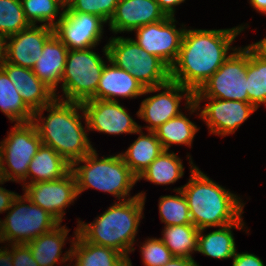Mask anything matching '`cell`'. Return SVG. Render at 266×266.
<instances>
[{"mask_svg":"<svg viewBox=\"0 0 266 266\" xmlns=\"http://www.w3.org/2000/svg\"><path fill=\"white\" fill-rule=\"evenodd\" d=\"M160 239L174 257L191 258L198 250L199 229L192 224L164 226Z\"/></svg>","mask_w":266,"mask_h":266,"instance_id":"29","label":"cell"},{"mask_svg":"<svg viewBox=\"0 0 266 266\" xmlns=\"http://www.w3.org/2000/svg\"><path fill=\"white\" fill-rule=\"evenodd\" d=\"M41 145L36 126L32 122L15 123L7 137L0 142V179L5 182H22L24 186L28 166Z\"/></svg>","mask_w":266,"mask_h":266,"instance_id":"8","label":"cell"},{"mask_svg":"<svg viewBox=\"0 0 266 266\" xmlns=\"http://www.w3.org/2000/svg\"><path fill=\"white\" fill-rule=\"evenodd\" d=\"M25 104L34 112L50 104L55 93L46 86L32 69L17 66L7 61L2 66Z\"/></svg>","mask_w":266,"mask_h":266,"instance_id":"19","label":"cell"},{"mask_svg":"<svg viewBox=\"0 0 266 266\" xmlns=\"http://www.w3.org/2000/svg\"><path fill=\"white\" fill-rule=\"evenodd\" d=\"M164 266H199V264L191 258L173 257Z\"/></svg>","mask_w":266,"mask_h":266,"instance_id":"43","label":"cell"},{"mask_svg":"<svg viewBox=\"0 0 266 266\" xmlns=\"http://www.w3.org/2000/svg\"><path fill=\"white\" fill-rule=\"evenodd\" d=\"M205 99L209 102L202 109L200 102ZM193 101L198 105L201 112L199 118L208 126L209 133L223 137L235 133L238 127L257 110L250 103L237 100L194 97Z\"/></svg>","mask_w":266,"mask_h":266,"instance_id":"13","label":"cell"},{"mask_svg":"<svg viewBox=\"0 0 266 266\" xmlns=\"http://www.w3.org/2000/svg\"><path fill=\"white\" fill-rule=\"evenodd\" d=\"M242 216L234 223L219 227V229L203 234L204 229L199 230L197 252L215 259L233 258L236 253V244L232 229H243Z\"/></svg>","mask_w":266,"mask_h":266,"instance_id":"22","label":"cell"},{"mask_svg":"<svg viewBox=\"0 0 266 266\" xmlns=\"http://www.w3.org/2000/svg\"><path fill=\"white\" fill-rule=\"evenodd\" d=\"M71 171L75 176L78 196L89 188L110 193L117 197L118 201L139 196V194L133 197L129 195L138 180L120 153L99 159L94 149L82 159L73 162Z\"/></svg>","mask_w":266,"mask_h":266,"instance_id":"5","label":"cell"},{"mask_svg":"<svg viewBox=\"0 0 266 266\" xmlns=\"http://www.w3.org/2000/svg\"><path fill=\"white\" fill-rule=\"evenodd\" d=\"M129 73L145 89L158 87L171 80L170 67L159 57L146 52L137 43L135 68L129 70Z\"/></svg>","mask_w":266,"mask_h":266,"instance_id":"26","label":"cell"},{"mask_svg":"<svg viewBox=\"0 0 266 266\" xmlns=\"http://www.w3.org/2000/svg\"><path fill=\"white\" fill-rule=\"evenodd\" d=\"M53 34V27L41 24L40 26L31 25L29 28L9 36L6 61L33 69L42 54L44 44Z\"/></svg>","mask_w":266,"mask_h":266,"instance_id":"16","label":"cell"},{"mask_svg":"<svg viewBox=\"0 0 266 266\" xmlns=\"http://www.w3.org/2000/svg\"><path fill=\"white\" fill-rule=\"evenodd\" d=\"M103 52L108 61L122 70L129 71L135 68L136 42L134 39L122 36L110 37L103 47Z\"/></svg>","mask_w":266,"mask_h":266,"instance_id":"34","label":"cell"},{"mask_svg":"<svg viewBox=\"0 0 266 266\" xmlns=\"http://www.w3.org/2000/svg\"><path fill=\"white\" fill-rule=\"evenodd\" d=\"M0 110L12 123H29L33 120L34 112L22 100L18 90L3 69H0Z\"/></svg>","mask_w":266,"mask_h":266,"instance_id":"30","label":"cell"},{"mask_svg":"<svg viewBox=\"0 0 266 266\" xmlns=\"http://www.w3.org/2000/svg\"><path fill=\"white\" fill-rule=\"evenodd\" d=\"M200 128L180 113L154 130L164 150H170L172 144L191 146L195 134Z\"/></svg>","mask_w":266,"mask_h":266,"instance_id":"31","label":"cell"},{"mask_svg":"<svg viewBox=\"0 0 266 266\" xmlns=\"http://www.w3.org/2000/svg\"><path fill=\"white\" fill-rule=\"evenodd\" d=\"M5 183L0 179V184ZM17 196L15 192L8 191L5 188L0 186V213L7 211L12 204V201Z\"/></svg>","mask_w":266,"mask_h":266,"instance_id":"40","label":"cell"},{"mask_svg":"<svg viewBox=\"0 0 266 266\" xmlns=\"http://www.w3.org/2000/svg\"><path fill=\"white\" fill-rule=\"evenodd\" d=\"M246 79L248 103L256 109L266 106V56L253 44L248 45Z\"/></svg>","mask_w":266,"mask_h":266,"instance_id":"27","label":"cell"},{"mask_svg":"<svg viewBox=\"0 0 266 266\" xmlns=\"http://www.w3.org/2000/svg\"><path fill=\"white\" fill-rule=\"evenodd\" d=\"M140 249L145 266H164L174 257L160 238H148Z\"/></svg>","mask_w":266,"mask_h":266,"instance_id":"37","label":"cell"},{"mask_svg":"<svg viewBox=\"0 0 266 266\" xmlns=\"http://www.w3.org/2000/svg\"><path fill=\"white\" fill-rule=\"evenodd\" d=\"M8 37L0 34V69L6 62L7 58V47H8Z\"/></svg>","mask_w":266,"mask_h":266,"instance_id":"44","label":"cell"},{"mask_svg":"<svg viewBox=\"0 0 266 266\" xmlns=\"http://www.w3.org/2000/svg\"><path fill=\"white\" fill-rule=\"evenodd\" d=\"M249 2L255 10L266 15V0H250Z\"/></svg>","mask_w":266,"mask_h":266,"instance_id":"45","label":"cell"},{"mask_svg":"<svg viewBox=\"0 0 266 266\" xmlns=\"http://www.w3.org/2000/svg\"><path fill=\"white\" fill-rule=\"evenodd\" d=\"M246 27L228 29H185L181 48L170 67L171 81L190 89L193 93L222 66L230 56L235 38Z\"/></svg>","mask_w":266,"mask_h":266,"instance_id":"1","label":"cell"},{"mask_svg":"<svg viewBox=\"0 0 266 266\" xmlns=\"http://www.w3.org/2000/svg\"><path fill=\"white\" fill-rule=\"evenodd\" d=\"M232 266H265L263 261L251 253H235Z\"/></svg>","mask_w":266,"mask_h":266,"instance_id":"39","label":"cell"},{"mask_svg":"<svg viewBox=\"0 0 266 266\" xmlns=\"http://www.w3.org/2000/svg\"><path fill=\"white\" fill-rule=\"evenodd\" d=\"M106 22L99 16L71 12L66 7L62 18L53 27L55 36L68 48L79 50L95 48L103 38Z\"/></svg>","mask_w":266,"mask_h":266,"instance_id":"12","label":"cell"},{"mask_svg":"<svg viewBox=\"0 0 266 266\" xmlns=\"http://www.w3.org/2000/svg\"><path fill=\"white\" fill-rule=\"evenodd\" d=\"M91 49L68 50L61 79L65 98L56 95L57 99L80 103L96 99V90L106 63Z\"/></svg>","mask_w":266,"mask_h":266,"instance_id":"6","label":"cell"},{"mask_svg":"<svg viewBox=\"0 0 266 266\" xmlns=\"http://www.w3.org/2000/svg\"><path fill=\"white\" fill-rule=\"evenodd\" d=\"M23 190L32 203L49 212L60 223L65 214L64 210L74 203L78 196L75 176L71 170L57 180L25 184Z\"/></svg>","mask_w":266,"mask_h":266,"instance_id":"14","label":"cell"},{"mask_svg":"<svg viewBox=\"0 0 266 266\" xmlns=\"http://www.w3.org/2000/svg\"><path fill=\"white\" fill-rule=\"evenodd\" d=\"M159 4L161 10L166 14V16L174 17L175 8L174 6H178L181 3L185 2V0H156Z\"/></svg>","mask_w":266,"mask_h":266,"instance_id":"41","label":"cell"},{"mask_svg":"<svg viewBox=\"0 0 266 266\" xmlns=\"http://www.w3.org/2000/svg\"><path fill=\"white\" fill-rule=\"evenodd\" d=\"M13 266H39L27 244H13Z\"/></svg>","mask_w":266,"mask_h":266,"instance_id":"38","label":"cell"},{"mask_svg":"<svg viewBox=\"0 0 266 266\" xmlns=\"http://www.w3.org/2000/svg\"><path fill=\"white\" fill-rule=\"evenodd\" d=\"M8 246H11L10 250L9 247H0V266H13V244Z\"/></svg>","mask_w":266,"mask_h":266,"instance_id":"42","label":"cell"},{"mask_svg":"<svg viewBox=\"0 0 266 266\" xmlns=\"http://www.w3.org/2000/svg\"><path fill=\"white\" fill-rule=\"evenodd\" d=\"M179 195L160 196L159 213L161 222L165 226L192 224L186 197L181 190Z\"/></svg>","mask_w":266,"mask_h":266,"instance_id":"33","label":"cell"},{"mask_svg":"<svg viewBox=\"0 0 266 266\" xmlns=\"http://www.w3.org/2000/svg\"><path fill=\"white\" fill-rule=\"evenodd\" d=\"M62 3H64L65 5H67V3L70 1V0H60Z\"/></svg>","mask_w":266,"mask_h":266,"instance_id":"48","label":"cell"},{"mask_svg":"<svg viewBox=\"0 0 266 266\" xmlns=\"http://www.w3.org/2000/svg\"><path fill=\"white\" fill-rule=\"evenodd\" d=\"M71 170V164L53 148L41 145L28 166L25 184L57 180Z\"/></svg>","mask_w":266,"mask_h":266,"instance_id":"23","label":"cell"},{"mask_svg":"<svg viewBox=\"0 0 266 266\" xmlns=\"http://www.w3.org/2000/svg\"><path fill=\"white\" fill-rule=\"evenodd\" d=\"M161 89L164 91L145 98L136 113L138 117L148 123L147 131H154L182 113L179 105L182 98L186 100L185 109L190 110V114L199 111L198 105L193 101L194 93L190 89L171 80L161 85Z\"/></svg>","mask_w":266,"mask_h":266,"instance_id":"10","label":"cell"},{"mask_svg":"<svg viewBox=\"0 0 266 266\" xmlns=\"http://www.w3.org/2000/svg\"><path fill=\"white\" fill-rule=\"evenodd\" d=\"M118 1L119 0H70L66 8L71 12L94 14L107 23L114 14Z\"/></svg>","mask_w":266,"mask_h":266,"instance_id":"36","label":"cell"},{"mask_svg":"<svg viewBox=\"0 0 266 266\" xmlns=\"http://www.w3.org/2000/svg\"><path fill=\"white\" fill-rule=\"evenodd\" d=\"M68 55V48L53 34L44 44L33 73L48 86L56 96V88L61 83Z\"/></svg>","mask_w":266,"mask_h":266,"instance_id":"20","label":"cell"},{"mask_svg":"<svg viewBox=\"0 0 266 266\" xmlns=\"http://www.w3.org/2000/svg\"><path fill=\"white\" fill-rule=\"evenodd\" d=\"M252 44L266 56V37Z\"/></svg>","mask_w":266,"mask_h":266,"instance_id":"46","label":"cell"},{"mask_svg":"<svg viewBox=\"0 0 266 266\" xmlns=\"http://www.w3.org/2000/svg\"><path fill=\"white\" fill-rule=\"evenodd\" d=\"M247 63L248 45L236 48L222 66L194 92V97L248 102Z\"/></svg>","mask_w":266,"mask_h":266,"instance_id":"9","label":"cell"},{"mask_svg":"<svg viewBox=\"0 0 266 266\" xmlns=\"http://www.w3.org/2000/svg\"><path fill=\"white\" fill-rule=\"evenodd\" d=\"M139 125V137L128 147L127 151L120 153L132 173L138 177L160 154L164 151L161 142L154 131L143 134Z\"/></svg>","mask_w":266,"mask_h":266,"instance_id":"24","label":"cell"},{"mask_svg":"<svg viewBox=\"0 0 266 266\" xmlns=\"http://www.w3.org/2000/svg\"><path fill=\"white\" fill-rule=\"evenodd\" d=\"M7 211L5 219L0 220L1 243L27 244L60 224L53 215L32 203L25 194H17Z\"/></svg>","mask_w":266,"mask_h":266,"instance_id":"7","label":"cell"},{"mask_svg":"<svg viewBox=\"0 0 266 266\" xmlns=\"http://www.w3.org/2000/svg\"><path fill=\"white\" fill-rule=\"evenodd\" d=\"M31 26L26 19L21 0H0V34L14 35Z\"/></svg>","mask_w":266,"mask_h":266,"instance_id":"35","label":"cell"},{"mask_svg":"<svg viewBox=\"0 0 266 266\" xmlns=\"http://www.w3.org/2000/svg\"><path fill=\"white\" fill-rule=\"evenodd\" d=\"M71 248V262L73 266H116L124 256L109 247L96 245L86 241L78 232H74Z\"/></svg>","mask_w":266,"mask_h":266,"instance_id":"25","label":"cell"},{"mask_svg":"<svg viewBox=\"0 0 266 266\" xmlns=\"http://www.w3.org/2000/svg\"><path fill=\"white\" fill-rule=\"evenodd\" d=\"M116 266H132L129 256L124 257Z\"/></svg>","mask_w":266,"mask_h":266,"instance_id":"47","label":"cell"},{"mask_svg":"<svg viewBox=\"0 0 266 266\" xmlns=\"http://www.w3.org/2000/svg\"><path fill=\"white\" fill-rule=\"evenodd\" d=\"M86 115L87 131L106 134H136L139 125L119 101L89 99L81 103Z\"/></svg>","mask_w":266,"mask_h":266,"instance_id":"15","label":"cell"},{"mask_svg":"<svg viewBox=\"0 0 266 266\" xmlns=\"http://www.w3.org/2000/svg\"><path fill=\"white\" fill-rule=\"evenodd\" d=\"M69 231L65 225L61 226L60 223L54 229L27 243L31 249L33 258L39 266H55L59 259L60 263H65L68 260L71 261V248L74 237L71 240L70 249L64 255L61 254ZM61 255L62 259L60 258Z\"/></svg>","mask_w":266,"mask_h":266,"instance_id":"21","label":"cell"},{"mask_svg":"<svg viewBox=\"0 0 266 266\" xmlns=\"http://www.w3.org/2000/svg\"><path fill=\"white\" fill-rule=\"evenodd\" d=\"M21 3L25 17L31 25H36L39 22L50 27H54L58 23L66 7L60 0H21ZM60 9L61 12H59ZM56 17L57 21L55 22L54 18Z\"/></svg>","mask_w":266,"mask_h":266,"instance_id":"32","label":"cell"},{"mask_svg":"<svg viewBox=\"0 0 266 266\" xmlns=\"http://www.w3.org/2000/svg\"><path fill=\"white\" fill-rule=\"evenodd\" d=\"M109 65L104 66L101 78L96 90V99L119 101L116 97L136 98L148 93L159 92L158 87L144 88L129 71L122 70L109 61Z\"/></svg>","mask_w":266,"mask_h":266,"instance_id":"18","label":"cell"},{"mask_svg":"<svg viewBox=\"0 0 266 266\" xmlns=\"http://www.w3.org/2000/svg\"><path fill=\"white\" fill-rule=\"evenodd\" d=\"M187 155L191 176L181 190L187 199L192 223L200 230L236 222L244 213L245 203L234 193L211 180Z\"/></svg>","mask_w":266,"mask_h":266,"instance_id":"3","label":"cell"},{"mask_svg":"<svg viewBox=\"0 0 266 266\" xmlns=\"http://www.w3.org/2000/svg\"><path fill=\"white\" fill-rule=\"evenodd\" d=\"M175 17L141 26L136 30L135 42L149 54L163 60L169 67L176 61L185 31L176 29Z\"/></svg>","mask_w":266,"mask_h":266,"instance_id":"11","label":"cell"},{"mask_svg":"<svg viewBox=\"0 0 266 266\" xmlns=\"http://www.w3.org/2000/svg\"><path fill=\"white\" fill-rule=\"evenodd\" d=\"M129 200L115 201L103 214L91 223L77 221V232L88 242L112 248L124 257L135 248V237L143 210L146 193H138Z\"/></svg>","mask_w":266,"mask_h":266,"instance_id":"4","label":"cell"},{"mask_svg":"<svg viewBox=\"0 0 266 266\" xmlns=\"http://www.w3.org/2000/svg\"><path fill=\"white\" fill-rule=\"evenodd\" d=\"M166 17L156 0H119L108 26L115 34L132 32Z\"/></svg>","mask_w":266,"mask_h":266,"instance_id":"17","label":"cell"},{"mask_svg":"<svg viewBox=\"0 0 266 266\" xmlns=\"http://www.w3.org/2000/svg\"><path fill=\"white\" fill-rule=\"evenodd\" d=\"M44 111L49 113L47 117H42ZM81 119H86V115L80 102L55 98L50 104L34 111L32 123L42 144L53 148L72 164L94 150Z\"/></svg>","mask_w":266,"mask_h":266,"instance_id":"2","label":"cell"},{"mask_svg":"<svg viewBox=\"0 0 266 266\" xmlns=\"http://www.w3.org/2000/svg\"><path fill=\"white\" fill-rule=\"evenodd\" d=\"M184 175L183 163L174 152L164 150L161 154L137 177L157 185L175 183Z\"/></svg>","mask_w":266,"mask_h":266,"instance_id":"28","label":"cell"}]
</instances>
